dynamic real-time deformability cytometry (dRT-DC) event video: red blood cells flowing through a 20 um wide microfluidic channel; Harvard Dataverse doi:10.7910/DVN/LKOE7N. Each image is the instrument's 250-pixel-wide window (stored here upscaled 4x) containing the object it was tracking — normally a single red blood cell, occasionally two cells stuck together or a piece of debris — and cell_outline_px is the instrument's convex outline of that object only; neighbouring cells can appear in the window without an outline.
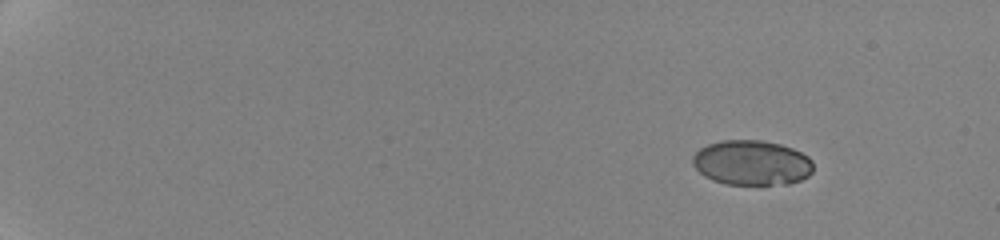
{"species": "human", "species_latin": "Homo sapiens", "temperature_condition": "cold", "stored_images_in_passage": 9, "camera_frame_rate_fps": 3000, "um_per_image_px": 0.085, "donor": {"sex": "female"}, "frame": {"image": 1, "passage_image": 1, "time_ms": 0.0, "image_size_px": [1000, 240], "cell_outline_px": [[812, 172], [808, 176], [800, 180], [788, 184], [724, 184], [712, 180], [704, 176], [692, 164], [692, 156], [700, 148], [708, 144], [724, 140], [764, 140], [780, 144], [792, 148], [808, 156], [812, 160]], "centroid_in_image_um": [63.89, 13.83], "position_along_channel_um": 21.1, "area_um2": 31.67}}
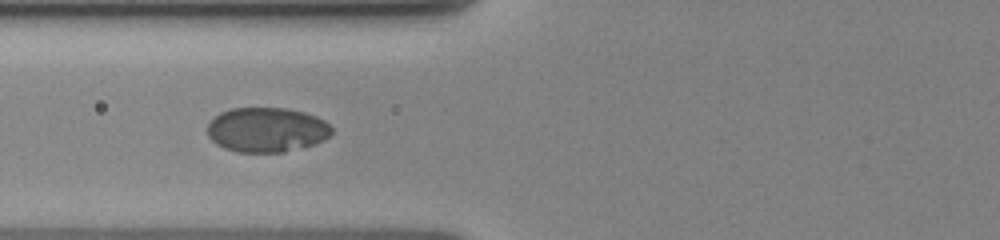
{"frame": {"image": 2, "passage_image": 8, "time_ms": 6.667, "image_size_px": [1000, 240], "cell_outline_px": [[332, 132], [324, 140], [312, 144], [284, 152], [236, 152], [224, 148], [216, 144], [208, 136], [208, 124], [220, 112], [232, 108], [288, 108], [304, 112], [316, 116], [324, 120], [332, 128]], "centroid_in_image_um": [22.66, 11.03], "position_along_channel_um": 103.1, "area_um2": 32.31}}
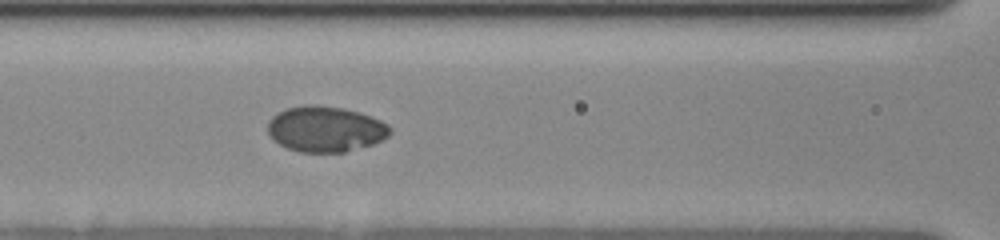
{"frame": {"image": 3, "passage_image": 9, "time_ms": 7.667, "image_size_px": [1000, 240], "cell_outline_px": [[392, 132], [388, 136], [372, 144], [344, 152], [300, 152], [288, 148], [272, 140], [268, 132], [268, 120], [272, 116], [288, 108], [308, 104], [316, 104], [344, 108], [380, 120], [388, 124], [392, 128]], "centroid_in_image_um": [27.65, 10.97], "position_along_channel_um": 139.0, "area_um2": 32.43}}